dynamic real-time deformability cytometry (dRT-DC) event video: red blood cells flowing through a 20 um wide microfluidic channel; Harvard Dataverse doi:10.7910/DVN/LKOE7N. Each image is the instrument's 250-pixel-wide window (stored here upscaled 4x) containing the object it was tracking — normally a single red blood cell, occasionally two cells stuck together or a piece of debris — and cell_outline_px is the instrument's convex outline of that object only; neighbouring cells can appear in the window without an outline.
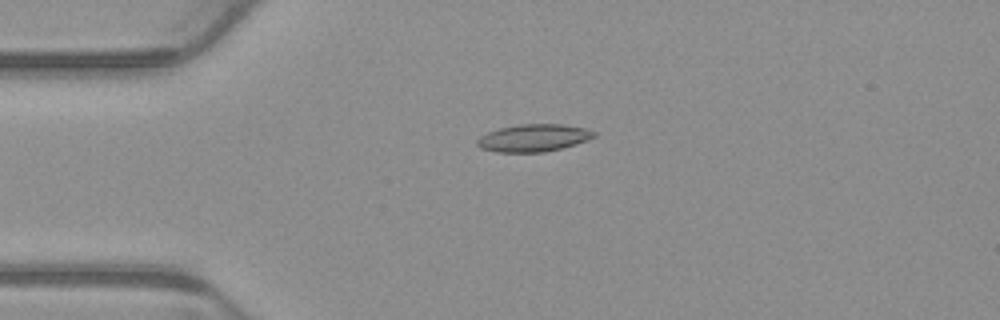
{"species": "common noctule bat (a hibernating species)", "species_latin": "Nyctalus noctula", "temperature_condition": "warm", "stored_images_in_passage": 3, "camera_frame_rate_fps": 3000, "um_per_image_px": 0.085, "animal": {"sex": "male", "body_mass_g": 23.1, "forearm_length_mm": 52.7}, "frame": {"image": 1, "passage_image": 2, "time_ms": 0.333, "image_size_px": [1000, 320], "cell_outline_px": [[596, 136], [588, 140], [576, 144], [544, 152], [496, 152], [480, 148], [476, 144], [476, 140], [480, 136], [488, 132], [500, 128], [520, 124], [560, 124], [584, 128], [596, 132]], "centroid_in_image_um": [45.34, 11.72], "position_along_channel_um": 39.7, "area_um2": 18.61}}